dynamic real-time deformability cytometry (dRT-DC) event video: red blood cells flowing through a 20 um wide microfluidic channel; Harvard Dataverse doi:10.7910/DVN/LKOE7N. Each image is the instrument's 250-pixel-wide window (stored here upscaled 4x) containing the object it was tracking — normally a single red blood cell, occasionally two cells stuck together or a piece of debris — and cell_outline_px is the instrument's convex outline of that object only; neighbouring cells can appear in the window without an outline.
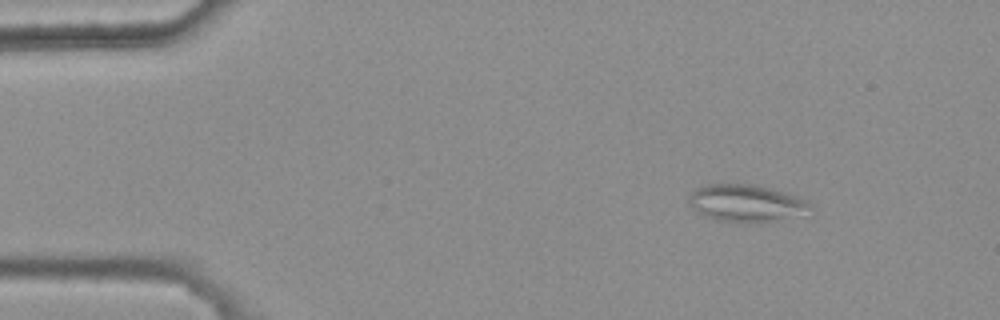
{"species": "common noctule bat (a hibernating species)", "species_latin": "Nyctalus noctula", "temperature_condition": "warm", "stored_images_in_passage": 6, "camera_frame_rate_fps": 3000, "um_per_image_px": 0.085, "animal": {"sex": "female", "body_mass_g": 25.1}, "frame": {"image": 1, "passage_image": 1, "time_ms": 0.0, "image_size_px": [1000, 320], "cell_outline_px": [[808, 208], [768, 220], [716, 220], [704, 216], [692, 208], [688, 204], [688, 196], [696, 188], [708, 184], [756, 184], [784, 192], [804, 200], [808, 204]], "centroid_in_image_um": [63.18, 17.19], "position_along_channel_um": 21.8, "area_um2": 24.51}}
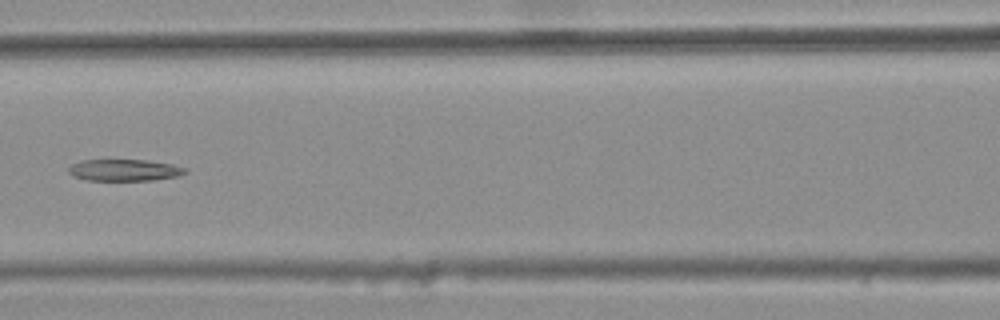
{"frame": {"image": 2, "passage_image": 6, "time_ms": 1.667, "image_size_px": [1000, 320], "cell_outline_px": [[188, 172], [176, 176], [152, 180], [84, 180], [72, 176], [68, 172], [68, 168], [72, 164], [80, 160], [144, 160], [172, 164], [188, 168]], "centroid_in_image_um": [10.55, 14.46], "position_along_channel_um": 156.1, "area_um2": 14.74}}